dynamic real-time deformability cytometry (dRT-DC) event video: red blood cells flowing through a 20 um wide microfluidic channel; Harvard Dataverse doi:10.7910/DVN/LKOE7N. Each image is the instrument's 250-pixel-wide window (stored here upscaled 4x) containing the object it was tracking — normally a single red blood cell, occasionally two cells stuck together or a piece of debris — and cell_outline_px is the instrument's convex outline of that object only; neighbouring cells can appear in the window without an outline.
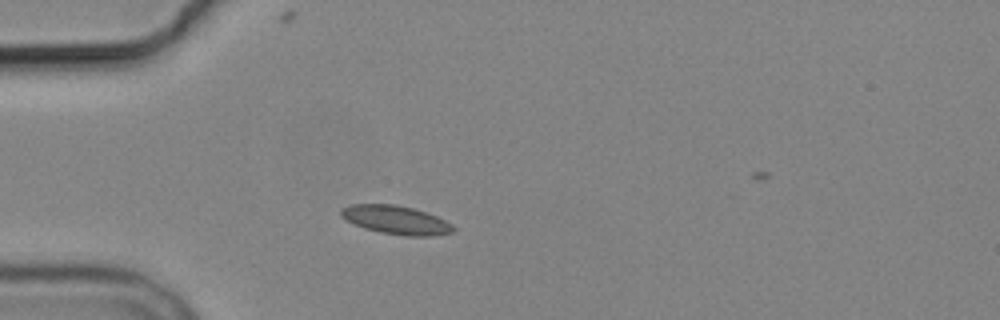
{"species": "common noctule bat (a hibernating species)", "species_latin": "Nyctalus noctula", "temperature_condition": "cold", "stored_images_in_passage": 5, "camera_frame_rate_fps": 3000, "um_per_image_px": 0.085, "animal": {"sex": "male", "body_mass_g": 19.2, "forearm_length_mm": 51.8}, "frame": {"image": 1, "passage_image": 3, "time_ms": 3.0, "image_size_px": [1000, 320], "cell_outline_px": [[456, 228], [452, 232], [432, 236], [404, 236], [380, 232], [364, 228], [340, 216], [340, 208], [348, 204], [396, 204], [412, 208], [436, 216], [452, 224]], "centroid_in_image_um": [33.64, 18.69], "position_along_channel_um": 51.4, "area_um2": 18.67}}